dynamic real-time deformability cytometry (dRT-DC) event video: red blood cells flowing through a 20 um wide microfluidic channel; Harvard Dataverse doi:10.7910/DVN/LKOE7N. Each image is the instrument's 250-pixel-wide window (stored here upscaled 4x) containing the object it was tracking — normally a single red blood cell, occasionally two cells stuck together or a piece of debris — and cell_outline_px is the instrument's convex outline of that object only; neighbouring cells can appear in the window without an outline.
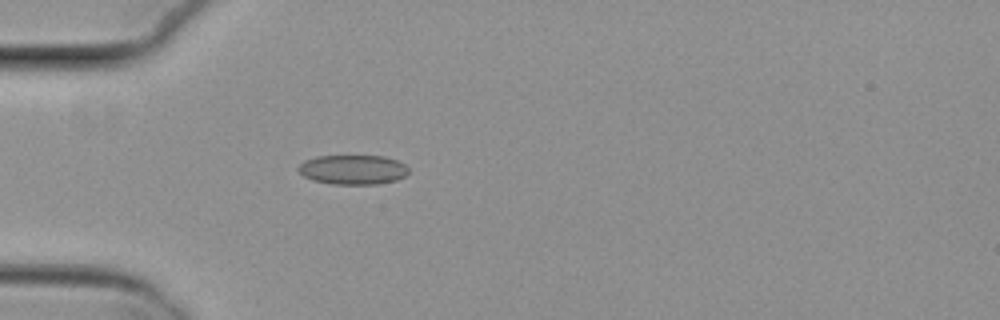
{"species": "common noctule bat (a hibernating species)", "species_latin": "Nyctalus noctula", "temperature_condition": "cold", "stored_images_in_passage": 19, "camera_frame_rate_fps": 3000, "um_per_image_px": 0.085, "animal": {"sex": "female", "body_mass_g": 29.2, "forearm_length_mm": 56.3}, "frame": {"image": 1, "passage_image": 16, "time_ms": 5.0, "image_size_px": [1000, 320], "cell_outline_px": [[408, 172], [404, 176], [396, 180], [376, 184], [332, 184], [312, 180], [304, 176], [296, 168], [304, 160], [316, 156], [384, 156], [396, 160], [404, 164], [408, 168]], "centroid_in_image_um": [29.97, 14.42], "position_along_channel_um": 55.0, "area_um2": 18.96}}